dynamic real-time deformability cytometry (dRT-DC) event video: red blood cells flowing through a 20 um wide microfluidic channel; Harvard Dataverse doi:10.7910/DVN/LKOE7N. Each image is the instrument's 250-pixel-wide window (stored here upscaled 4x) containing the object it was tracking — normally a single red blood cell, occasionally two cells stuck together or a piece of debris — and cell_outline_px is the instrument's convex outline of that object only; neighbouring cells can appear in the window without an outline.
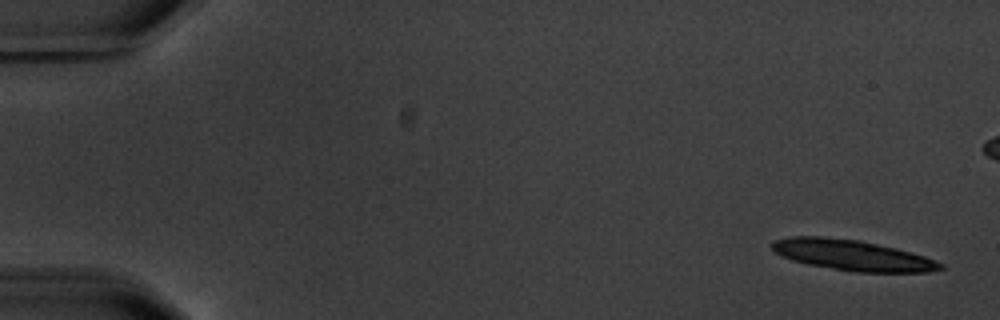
{"species": "common noctule bat (a hibernating species)", "species_latin": "Nyctalus noctula", "temperature_condition": "warm", "stored_images_in_passage": 6, "segment_of_instrument_passage": [1, 2], "camera_frame_rate_fps": 3000, "um_per_image_px": 0.085, "animal": {"sex": "male", "body_mass_g": 20.1, "forearm_length_mm": 53.5}, "frame": {"image": 1, "passage_image": 1, "time_ms": 0.0, "image_size_px": [1000, 320], "cell_outline_px": [[944, 268], [928, 272], [856, 272], [808, 264], [792, 260], [780, 256], [772, 252], [772, 240], [788, 236], [824, 236], [860, 240], [896, 248], [924, 256], [936, 260], [944, 264]], "centroid_in_image_um": [72.4, 21.68], "position_along_channel_um": 12.6, "area_um2": 30.23}}